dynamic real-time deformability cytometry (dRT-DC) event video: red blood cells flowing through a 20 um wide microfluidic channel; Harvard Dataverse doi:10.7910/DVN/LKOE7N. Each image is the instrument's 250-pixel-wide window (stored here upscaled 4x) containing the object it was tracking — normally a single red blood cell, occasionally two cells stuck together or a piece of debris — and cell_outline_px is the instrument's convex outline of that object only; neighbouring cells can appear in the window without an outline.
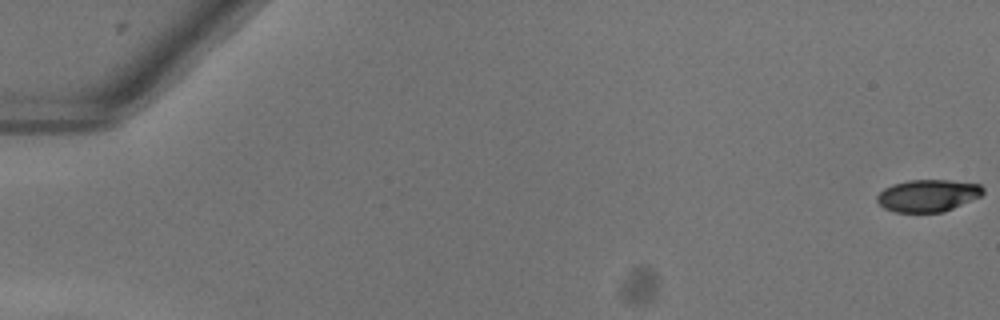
{"species": "common noctule bat (a hibernating species)", "species_latin": "Nyctalus noctula", "temperature_condition": "warm", "stored_images_in_passage": 53, "camera_frame_rate_fps": 3000, "um_per_image_px": 0.085, "animal": {"sex": "female"}, "frame": {"image": 1, "passage_image": 1, "time_ms": 0.0, "image_size_px": [1000, 320], "cell_outline_px": [[984, 192], [980, 196], [944, 212], [896, 212], [884, 208], [876, 200], [876, 196], [884, 188], [892, 184], [908, 180], [948, 180], [980, 184], [984, 188]], "centroid_in_image_um": [78.86, 16.62], "position_along_channel_um": 6.1, "area_um2": 19.83}}
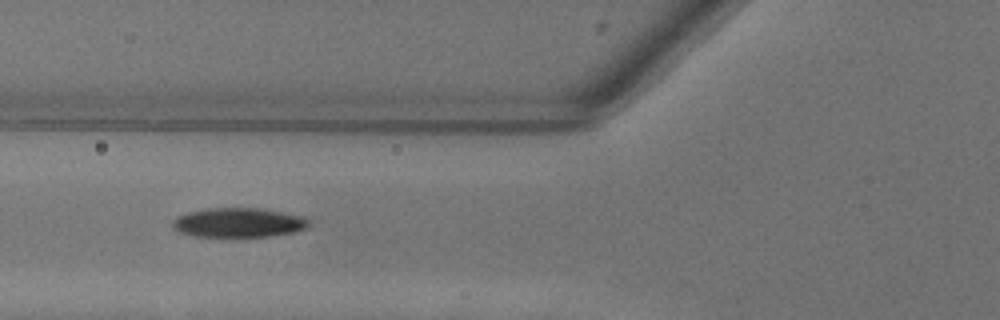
{"frame": {"image": 2, "passage_image": 22, "time_ms": 7.0, "image_size_px": [1000, 320], "cell_outline_px": [[308, 224], [304, 228], [292, 232], [268, 236], [196, 236], [180, 232], [172, 228], [172, 220], [188, 212], [208, 208], [256, 208], [304, 216], [308, 220]], "centroid_in_image_um": [20.23, 18.91], "position_along_channel_um": 105.6, "area_um2": 22.89}}
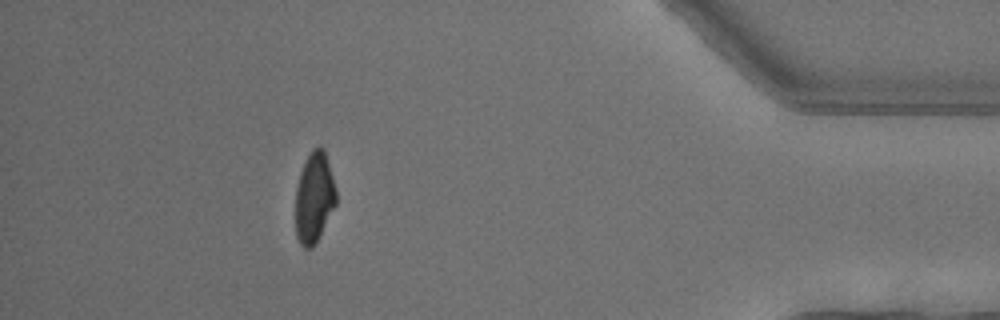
{"frame": {"image": 3, "passage_image": 48, "time_ms": 15.667, "image_size_px": [1000, 320], "cell_outline_px": [[336, 204], [312, 248], [304, 248], [300, 244], [296, 236], [296, 188], [300, 172], [312, 148], [320, 144], [324, 148], [336, 188]], "centroid_in_image_um": [26.71, 16.76], "position_along_channel_um": 408.5, "area_um2": 21.27}, "authors_computed_cell_mechanics": {"area_um2": 22.6576, "velocity_mm_per_s": 4.0635, "shape_relaxation_time_tau1_ms": 4.8821, "shape_relaxation_time_tau2_ms": 3.9631, "deformation_change_tau1": 0.1787, "deformation_change_tau2": 0.0762}}